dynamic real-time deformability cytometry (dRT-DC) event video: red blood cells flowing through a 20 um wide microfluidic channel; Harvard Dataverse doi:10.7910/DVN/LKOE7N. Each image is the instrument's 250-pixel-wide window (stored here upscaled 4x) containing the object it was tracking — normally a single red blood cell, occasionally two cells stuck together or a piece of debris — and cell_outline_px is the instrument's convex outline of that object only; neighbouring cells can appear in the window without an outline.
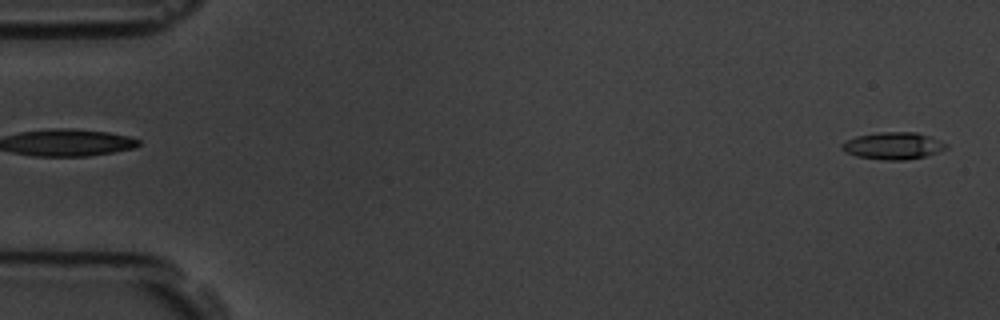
{"species": "common noctule bat (a hibernating species)", "species_latin": "Nyctalus noctula", "temperature_condition": "room temperature", "stored_images_in_passage": 6, "segment_of_instrument_passage": [2, 2], "camera_frame_rate_fps": 3000, "um_per_image_px": 0.085, "animal": {"sex": "male", "body_mass_g": 19.5, "forearm_length_mm": 54.6}, "frame": {"image": 1, "passage_image": 6, "time_ms": 5.667, "image_size_px": [1000, 320], "cell_outline_px": [[948, 148], [924, 156], [904, 160], [880, 160], [856, 156], [844, 152], [840, 148], [840, 144], [856, 136], [880, 132], [916, 132], [940, 140], [948, 144]], "centroid_in_image_um": [75.89, 12.39], "position_along_channel_um": 9.1, "area_um2": 16.47}}